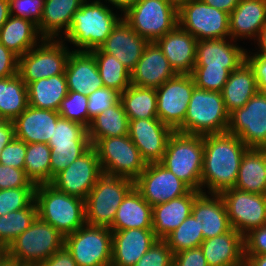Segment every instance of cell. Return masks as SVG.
I'll return each instance as SVG.
<instances>
[{
    "instance_id": "6da1fadb",
    "label": "cell",
    "mask_w": 266,
    "mask_h": 266,
    "mask_svg": "<svg viewBox=\"0 0 266 266\" xmlns=\"http://www.w3.org/2000/svg\"><path fill=\"white\" fill-rule=\"evenodd\" d=\"M203 147L201 193L205 185L209 195L234 188L242 156L248 147L238 136L227 132L203 135Z\"/></svg>"
},
{
    "instance_id": "7a4b0ae2",
    "label": "cell",
    "mask_w": 266,
    "mask_h": 266,
    "mask_svg": "<svg viewBox=\"0 0 266 266\" xmlns=\"http://www.w3.org/2000/svg\"><path fill=\"white\" fill-rule=\"evenodd\" d=\"M37 216L64 237L86 224L85 200L59 191L50 183L35 188Z\"/></svg>"
},
{
    "instance_id": "3957f363",
    "label": "cell",
    "mask_w": 266,
    "mask_h": 266,
    "mask_svg": "<svg viewBox=\"0 0 266 266\" xmlns=\"http://www.w3.org/2000/svg\"><path fill=\"white\" fill-rule=\"evenodd\" d=\"M87 2L86 0L74 13L64 38V41L67 40L79 47L77 51H91L99 48L122 19L100 0Z\"/></svg>"
},
{
    "instance_id": "277c9868",
    "label": "cell",
    "mask_w": 266,
    "mask_h": 266,
    "mask_svg": "<svg viewBox=\"0 0 266 266\" xmlns=\"http://www.w3.org/2000/svg\"><path fill=\"white\" fill-rule=\"evenodd\" d=\"M203 136L174 131L167 142L160 163L191 190L201 192L203 169Z\"/></svg>"
},
{
    "instance_id": "5b68a950",
    "label": "cell",
    "mask_w": 266,
    "mask_h": 266,
    "mask_svg": "<svg viewBox=\"0 0 266 266\" xmlns=\"http://www.w3.org/2000/svg\"><path fill=\"white\" fill-rule=\"evenodd\" d=\"M229 113L222 93L207 91L195 86L191 94L182 126L177 132L193 135L226 133Z\"/></svg>"
},
{
    "instance_id": "8992f818",
    "label": "cell",
    "mask_w": 266,
    "mask_h": 266,
    "mask_svg": "<svg viewBox=\"0 0 266 266\" xmlns=\"http://www.w3.org/2000/svg\"><path fill=\"white\" fill-rule=\"evenodd\" d=\"M64 246V236L38 216L6 248L7 255L23 266H39Z\"/></svg>"
},
{
    "instance_id": "52a82bcc",
    "label": "cell",
    "mask_w": 266,
    "mask_h": 266,
    "mask_svg": "<svg viewBox=\"0 0 266 266\" xmlns=\"http://www.w3.org/2000/svg\"><path fill=\"white\" fill-rule=\"evenodd\" d=\"M135 187V181L102 174L85 200L86 224L110 228L119 205Z\"/></svg>"
},
{
    "instance_id": "ba28073f",
    "label": "cell",
    "mask_w": 266,
    "mask_h": 266,
    "mask_svg": "<svg viewBox=\"0 0 266 266\" xmlns=\"http://www.w3.org/2000/svg\"><path fill=\"white\" fill-rule=\"evenodd\" d=\"M122 18L141 37L155 42L178 26V8L165 0H137Z\"/></svg>"
},
{
    "instance_id": "9c48e42d",
    "label": "cell",
    "mask_w": 266,
    "mask_h": 266,
    "mask_svg": "<svg viewBox=\"0 0 266 266\" xmlns=\"http://www.w3.org/2000/svg\"><path fill=\"white\" fill-rule=\"evenodd\" d=\"M60 40L43 38L41 45H36V48L18 57V75L26 85L65 73L72 51L68 50L62 36Z\"/></svg>"
},
{
    "instance_id": "30bf717a",
    "label": "cell",
    "mask_w": 266,
    "mask_h": 266,
    "mask_svg": "<svg viewBox=\"0 0 266 266\" xmlns=\"http://www.w3.org/2000/svg\"><path fill=\"white\" fill-rule=\"evenodd\" d=\"M95 148L102 173L135 181L147 163L129 135L99 139Z\"/></svg>"
},
{
    "instance_id": "8fae6325",
    "label": "cell",
    "mask_w": 266,
    "mask_h": 266,
    "mask_svg": "<svg viewBox=\"0 0 266 266\" xmlns=\"http://www.w3.org/2000/svg\"><path fill=\"white\" fill-rule=\"evenodd\" d=\"M64 246L77 266H111L112 231L108 227L84 224L64 237Z\"/></svg>"
},
{
    "instance_id": "7c38bea8",
    "label": "cell",
    "mask_w": 266,
    "mask_h": 266,
    "mask_svg": "<svg viewBox=\"0 0 266 266\" xmlns=\"http://www.w3.org/2000/svg\"><path fill=\"white\" fill-rule=\"evenodd\" d=\"M229 16L202 0H187L178 8V26L197 40L230 39Z\"/></svg>"
},
{
    "instance_id": "4fadbf2b",
    "label": "cell",
    "mask_w": 266,
    "mask_h": 266,
    "mask_svg": "<svg viewBox=\"0 0 266 266\" xmlns=\"http://www.w3.org/2000/svg\"><path fill=\"white\" fill-rule=\"evenodd\" d=\"M227 133L238 136L248 148L266 146V94L259 90L241 108L229 114Z\"/></svg>"
},
{
    "instance_id": "5bb4252c",
    "label": "cell",
    "mask_w": 266,
    "mask_h": 266,
    "mask_svg": "<svg viewBox=\"0 0 266 266\" xmlns=\"http://www.w3.org/2000/svg\"><path fill=\"white\" fill-rule=\"evenodd\" d=\"M194 88L191 74H177L156 88L157 117L173 131L184 122Z\"/></svg>"
},
{
    "instance_id": "9a60e30c",
    "label": "cell",
    "mask_w": 266,
    "mask_h": 266,
    "mask_svg": "<svg viewBox=\"0 0 266 266\" xmlns=\"http://www.w3.org/2000/svg\"><path fill=\"white\" fill-rule=\"evenodd\" d=\"M225 202L231 228L242 236L266 225V195L230 188L220 194Z\"/></svg>"
},
{
    "instance_id": "2e32d148",
    "label": "cell",
    "mask_w": 266,
    "mask_h": 266,
    "mask_svg": "<svg viewBox=\"0 0 266 266\" xmlns=\"http://www.w3.org/2000/svg\"><path fill=\"white\" fill-rule=\"evenodd\" d=\"M102 174L97 152L91 146L84 154L58 173L50 184L61 192L86 200L88 193Z\"/></svg>"
},
{
    "instance_id": "e0dca14e",
    "label": "cell",
    "mask_w": 266,
    "mask_h": 266,
    "mask_svg": "<svg viewBox=\"0 0 266 266\" xmlns=\"http://www.w3.org/2000/svg\"><path fill=\"white\" fill-rule=\"evenodd\" d=\"M135 188L153 207L187 194L191 189L160 162L147 163Z\"/></svg>"
},
{
    "instance_id": "ac0fdd59",
    "label": "cell",
    "mask_w": 266,
    "mask_h": 266,
    "mask_svg": "<svg viewBox=\"0 0 266 266\" xmlns=\"http://www.w3.org/2000/svg\"><path fill=\"white\" fill-rule=\"evenodd\" d=\"M174 131L159 119L129 120V137L146 163L160 162Z\"/></svg>"
},
{
    "instance_id": "d6986e66",
    "label": "cell",
    "mask_w": 266,
    "mask_h": 266,
    "mask_svg": "<svg viewBox=\"0 0 266 266\" xmlns=\"http://www.w3.org/2000/svg\"><path fill=\"white\" fill-rule=\"evenodd\" d=\"M148 43V40L137 34L122 18L99 48L104 53L113 55L132 72Z\"/></svg>"
},
{
    "instance_id": "ffe728a7",
    "label": "cell",
    "mask_w": 266,
    "mask_h": 266,
    "mask_svg": "<svg viewBox=\"0 0 266 266\" xmlns=\"http://www.w3.org/2000/svg\"><path fill=\"white\" fill-rule=\"evenodd\" d=\"M226 38L197 41L194 68L227 69L233 72L245 61L246 50Z\"/></svg>"
},
{
    "instance_id": "44dd1931",
    "label": "cell",
    "mask_w": 266,
    "mask_h": 266,
    "mask_svg": "<svg viewBox=\"0 0 266 266\" xmlns=\"http://www.w3.org/2000/svg\"><path fill=\"white\" fill-rule=\"evenodd\" d=\"M176 75L158 44L149 42L131 72V85L156 89Z\"/></svg>"
},
{
    "instance_id": "7402d4cb",
    "label": "cell",
    "mask_w": 266,
    "mask_h": 266,
    "mask_svg": "<svg viewBox=\"0 0 266 266\" xmlns=\"http://www.w3.org/2000/svg\"><path fill=\"white\" fill-rule=\"evenodd\" d=\"M156 240L152 229L112 231L111 266H133Z\"/></svg>"
},
{
    "instance_id": "603a6c76",
    "label": "cell",
    "mask_w": 266,
    "mask_h": 266,
    "mask_svg": "<svg viewBox=\"0 0 266 266\" xmlns=\"http://www.w3.org/2000/svg\"><path fill=\"white\" fill-rule=\"evenodd\" d=\"M60 118L58 111L28 106L12 123L15 138L27 143H49Z\"/></svg>"
},
{
    "instance_id": "cb8c5ba5",
    "label": "cell",
    "mask_w": 266,
    "mask_h": 266,
    "mask_svg": "<svg viewBox=\"0 0 266 266\" xmlns=\"http://www.w3.org/2000/svg\"><path fill=\"white\" fill-rule=\"evenodd\" d=\"M197 39L177 26L155 42L177 74H191L195 66Z\"/></svg>"
},
{
    "instance_id": "d4e9b609",
    "label": "cell",
    "mask_w": 266,
    "mask_h": 266,
    "mask_svg": "<svg viewBox=\"0 0 266 266\" xmlns=\"http://www.w3.org/2000/svg\"><path fill=\"white\" fill-rule=\"evenodd\" d=\"M200 248L208 266H244V236L231 228L228 232L203 240Z\"/></svg>"
},
{
    "instance_id": "484cf974",
    "label": "cell",
    "mask_w": 266,
    "mask_h": 266,
    "mask_svg": "<svg viewBox=\"0 0 266 266\" xmlns=\"http://www.w3.org/2000/svg\"><path fill=\"white\" fill-rule=\"evenodd\" d=\"M212 197V198H211ZM202 230L204 240L231 229L225 202L220 194L200 193L194 200L191 213Z\"/></svg>"
},
{
    "instance_id": "4316f807",
    "label": "cell",
    "mask_w": 266,
    "mask_h": 266,
    "mask_svg": "<svg viewBox=\"0 0 266 266\" xmlns=\"http://www.w3.org/2000/svg\"><path fill=\"white\" fill-rule=\"evenodd\" d=\"M68 91L92 94L104 86L94 56L89 51L71 52L65 70Z\"/></svg>"
},
{
    "instance_id": "83f0119b",
    "label": "cell",
    "mask_w": 266,
    "mask_h": 266,
    "mask_svg": "<svg viewBox=\"0 0 266 266\" xmlns=\"http://www.w3.org/2000/svg\"><path fill=\"white\" fill-rule=\"evenodd\" d=\"M200 191L187 194L152 207V230L157 239H165L192 213L195 198Z\"/></svg>"
},
{
    "instance_id": "f1b7e54d",
    "label": "cell",
    "mask_w": 266,
    "mask_h": 266,
    "mask_svg": "<svg viewBox=\"0 0 266 266\" xmlns=\"http://www.w3.org/2000/svg\"><path fill=\"white\" fill-rule=\"evenodd\" d=\"M265 24L266 0H240L229 16L230 39H254Z\"/></svg>"
},
{
    "instance_id": "f546056e",
    "label": "cell",
    "mask_w": 266,
    "mask_h": 266,
    "mask_svg": "<svg viewBox=\"0 0 266 266\" xmlns=\"http://www.w3.org/2000/svg\"><path fill=\"white\" fill-rule=\"evenodd\" d=\"M132 228L152 229V206L134 187L123 199L116 212L111 231Z\"/></svg>"
},
{
    "instance_id": "4dcf8cb0",
    "label": "cell",
    "mask_w": 266,
    "mask_h": 266,
    "mask_svg": "<svg viewBox=\"0 0 266 266\" xmlns=\"http://www.w3.org/2000/svg\"><path fill=\"white\" fill-rule=\"evenodd\" d=\"M258 91L253 69L245 60L230 73L221 92L227 112L243 107Z\"/></svg>"
},
{
    "instance_id": "1f68e13d",
    "label": "cell",
    "mask_w": 266,
    "mask_h": 266,
    "mask_svg": "<svg viewBox=\"0 0 266 266\" xmlns=\"http://www.w3.org/2000/svg\"><path fill=\"white\" fill-rule=\"evenodd\" d=\"M86 0H45L41 21L37 29L42 38L56 39L60 30L65 35L74 13Z\"/></svg>"
},
{
    "instance_id": "d6a6232c",
    "label": "cell",
    "mask_w": 266,
    "mask_h": 266,
    "mask_svg": "<svg viewBox=\"0 0 266 266\" xmlns=\"http://www.w3.org/2000/svg\"><path fill=\"white\" fill-rule=\"evenodd\" d=\"M234 188L266 195V155L263 148H248L245 151Z\"/></svg>"
},
{
    "instance_id": "836d02e7",
    "label": "cell",
    "mask_w": 266,
    "mask_h": 266,
    "mask_svg": "<svg viewBox=\"0 0 266 266\" xmlns=\"http://www.w3.org/2000/svg\"><path fill=\"white\" fill-rule=\"evenodd\" d=\"M38 34L37 25L31 20L10 15L0 29V43L20 57L43 39Z\"/></svg>"
},
{
    "instance_id": "e575fe53",
    "label": "cell",
    "mask_w": 266,
    "mask_h": 266,
    "mask_svg": "<svg viewBox=\"0 0 266 266\" xmlns=\"http://www.w3.org/2000/svg\"><path fill=\"white\" fill-rule=\"evenodd\" d=\"M27 90L30 106L53 111L59 110L61 101L69 92L65 73L31 82Z\"/></svg>"
},
{
    "instance_id": "d590c367",
    "label": "cell",
    "mask_w": 266,
    "mask_h": 266,
    "mask_svg": "<svg viewBox=\"0 0 266 266\" xmlns=\"http://www.w3.org/2000/svg\"><path fill=\"white\" fill-rule=\"evenodd\" d=\"M91 145L99 139L129 134V119L120 99L93 118L87 128Z\"/></svg>"
},
{
    "instance_id": "8d00e7d4",
    "label": "cell",
    "mask_w": 266,
    "mask_h": 266,
    "mask_svg": "<svg viewBox=\"0 0 266 266\" xmlns=\"http://www.w3.org/2000/svg\"><path fill=\"white\" fill-rule=\"evenodd\" d=\"M28 106L27 85L18 74L0 79V118L13 121Z\"/></svg>"
},
{
    "instance_id": "74e56055",
    "label": "cell",
    "mask_w": 266,
    "mask_h": 266,
    "mask_svg": "<svg viewBox=\"0 0 266 266\" xmlns=\"http://www.w3.org/2000/svg\"><path fill=\"white\" fill-rule=\"evenodd\" d=\"M120 101L129 120L158 119L155 88L130 85L120 93Z\"/></svg>"
},
{
    "instance_id": "f35d334b",
    "label": "cell",
    "mask_w": 266,
    "mask_h": 266,
    "mask_svg": "<svg viewBox=\"0 0 266 266\" xmlns=\"http://www.w3.org/2000/svg\"><path fill=\"white\" fill-rule=\"evenodd\" d=\"M95 58L104 87L124 92L131 85V72L113 55L100 48L89 51Z\"/></svg>"
},
{
    "instance_id": "ab89813d",
    "label": "cell",
    "mask_w": 266,
    "mask_h": 266,
    "mask_svg": "<svg viewBox=\"0 0 266 266\" xmlns=\"http://www.w3.org/2000/svg\"><path fill=\"white\" fill-rule=\"evenodd\" d=\"M51 148L47 143H27L24 170L35 185L51 183Z\"/></svg>"
},
{
    "instance_id": "60d3db41",
    "label": "cell",
    "mask_w": 266,
    "mask_h": 266,
    "mask_svg": "<svg viewBox=\"0 0 266 266\" xmlns=\"http://www.w3.org/2000/svg\"><path fill=\"white\" fill-rule=\"evenodd\" d=\"M36 218L37 205L35 200L22 210L0 216V244L7 248L11 242L30 227Z\"/></svg>"
},
{
    "instance_id": "b9f144b4",
    "label": "cell",
    "mask_w": 266,
    "mask_h": 266,
    "mask_svg": "<svg viewBox=\"0 0 266 266\" xmlns=\"http://www.w3.org/2000/svg\"><path fill=\"white\" fill-rule=\"evenodd\" d=\"M49 147L92 146L87 128L80 123L60 117L54 126Z\"/></svg>"
},
{
    "instance_id": "7bdbcfd3",
    "label": "cell",
    "mask_w": 266,
    "mask_h": 266,
    "mask_svg": "<svg viewBox=\"0 0 266 266\" xmlns=\"http://www.w3.org/2000/svg\"><path fill=\"white\" fill-rule=\"evenodd\" d=\"M164 240L171 248L172 253L176 254L185 249L200 247L204 238L197 220L191 214Z\"/></svg>"
},
{
    "instance_id": "ee69618b",
    "label": "cell",
    "mask_w": 266,
    "mask_h": 266,
    "mask_svg": "<svg viewBox=\"0 0 266 266\" xmlns=\"http://www.w3.org/2000/svg\"><path fill=\"white\" fill-rule=\"evenodd\" d=\"M88 97L73 91L61 101L58 113L60 117L89 127V113L87 109Z\"/></svg>"
},
{
    "instance_id": "f6af8a7d",
    "label": "cell",
    "mask_w": 266,
    "mask_h": 266,
    "mask_svg": "<svg viewBox=\"0 0 266 266\" xmlns=\"http://www.w3.org/2000/svg\"><path fill=\"white\" fill-rule=\"evenodd\" d=\"M36 187H19L0 190V216L22 210L35 200Z\"/></svg>"
},
{
    "instance_id": "bcb514c9",
    "label": "cell",
    "mask_w": 266,
    "mask_h": 266,
    "mask_svg": "<svg viewBox=\"0 0 266 266\" xmlns=\"http://www.w3.org/2000/svg\"><path fill=\"white\" fill-rule=\"evenodd\" d=\"M230 72L227 69L193 68L195 86L207 91L222 92Z\"/></svg>"
},
{
    "instance_id": "7dc6e473",
    "label": "cell",
    "mask_w": 266,
    "mask_h": 266,
    "mask_svg": "<svg viewBox=\"0 0 266 266\" xmlns=\"http://www.w3.org/2000/svg\"><path fill=\"white\" fill-rule=\"evenodd\" d=\"M91 146H65L51 148V182L53 178L84 154Z\"/></svg>"
},
{
    "instance_id": "c3c4849f",
    "label": "cell",
    "mask_w": 266,
    "mask_h": 266,
    "mask_svg": "<svg viewBox=\"0 0 266 266\" xmlns=\"http://www.w3.org/2000/svg\"><path fill=\"white\" fill-rule=\"evenodd\" d=\"M88 113L89 125L93 118L100 115L103 111L113 106L119 99L120 93L115 89L102 87L95 90L92 94H88Z\"/></svg>"
},
{
    "instance_id": "681fc988",
    "label": "cell",
    "mask_w": 266,
    "mask_h": 266,
    "mask_svg": "<svg viewBox=\"0 0 266 266\" xmlns=\"http://www.w3.org/2000/svg\"><path fill=\"white\" fill-rule=\"evenodd\" d=\"M173 256L167 242L157 239L133 266H171L173 265Z\"/></svg>"
},
{
    "instance_id": "f907efd6",
    "label": "cell",
    "mask_w": 266,
    "mask_h": 266,
    "mask_svg": "<svg viewBox=\"0 0 266 266\" xmlns=\"http://www.w3.org/2000/svg\"><path fill=\"white\" fill-rule=\"evenodd\" d=\"M44 3L45 0H9L10 15L31 20L38 26L42 18Z\"/></svg>"
},
{
    "instance_id": "816d5d0a",
    "label": "cell",
    "mask_w": 266,
    "mask_h": 266,
    "mask_svg": "<svg viewBox=\"0 0 266 266\" xmlns=\"http://www.w3.org/2000/svg\"><path fill=\"white\" fill-rule=\"evenodd\" d=\"M25 156L26 143L17 138H14L2 149L0 154V164L24 169Z\"/></svg>"
},
{
    "instance_id": "f5cc1de1",
    "label": "cell",
    "mask_w": 266,
    "mask_h": 266,
    "mask_svg": "<svg viewBox=\"0 0 266 266\" xmlns=\"http://www.w3.org/2000/svg\"><path fill=\"white\" fill-rule=\"evenodd\" d=\"M19 187H36L27 177L24 169L0 164V190Z\"/></svg>"
},
{
    "instance_id": "db71d44e",
    "label": "cell",
    "mask_w": 266,
    "mask_h": 266,
    "mask_svg": "<svg viewBox=\"0 0 266 266\" xmlns=\"http://www.w3.org/2000/svg\"><path fill=\"white\" fill-rule=\"evenodd\" d=\"M245 255L266 254V225L251 230L244 236Z\"/></svg>"
},
{
    "instance_id": "11a10c76",
    "label": "cell",
    "mask_w": 266,
    "mask_h": 266,
    "mask_svg": "<svg viewBox=\"0 0 266 266\" xmlns=\"http://www.w3.org/2000/svg\"><path fill=\"white\" fill-rule=\"evenodd\" d=\"M174 266H208L200 247L185 249L173 256Z\"/></svg>"
},
{
    "instance_id": "9f6ffc18",
    "label": "cell",
    "mask_w": 266,
    "mask_h": 266,
    "mask_svg": "<svg viewBox=\"0 0 266 266\" xmlns=\"http://www.w3.org/2000/svg\"><path fill=\"white\" fill-rule=\"evenodd\" d=\"M18 74V56L0 43V79Z\"/></svg>"
},
{
    "instance_id": "6f0895ef",
    "label": "cell",
    "mask_w": 266,
    "mask_h": 266,
    "mask_svg": "<svg viewBox=\"0 0 266 266\" xmlns=\"http://www.w3.org/2000/svg\"><path fill=\"white\" fill-rule=\"evenodd\" d=\"M248 54L249 53L246 51L245 60L253 69L257 82V89L266 94V57L255 53L252 56Z\"/></svg>"
},
{
    "instance_id": "680465c9",
    "label": "cell",
    "mask_w": 266,
    "mask_h": 266,
    "mask_svg": "<svg viewBox=\"0 0 266 266\" xmlns=\"http://www.w3.org/2000/svg\"><path fill=\"white\" fill-rule=\"evenodd\" d=\"M39 266H77L70 252L63 246Z\"/></svg>"
},
{
    "instance_id": "91938a15",
    "label": "cell",
    "mask_w": 266,
    "mask_h": 266,
    "mask_svg": "<svg viewBox=\"0 0 266 266\" xmlns=\"http://www.w3.org/2000/svg\"><path fill=\"white\" fill-rule=\"evenodd\" d=\"M15 138L14 126L12 121H5L0 126V154L6 144Z\"/></svg>"
},
{
    "instance_id": "94428289",
    "label": "cell",
    "mask_w": 266,
    "mask_h": 266,
    "mask_svg": "<svg viewBox=\"0 0 266 266\" xmlns=\"http://www.w3.org/2000/svg\"><path fill=\"white\" fill-rule=\"evenodd\" d=\"M204 3L230 14L240 0H202Z\"/></svg>"
},
{
    "instance_id": "6125c7cd",
    "label": "cell",
    "mask_w": 266,
    "mask_h": 266,
    "mask_svg": "<svg viewBox=\"0 0 266 266\" xmlns=\"http://www.w3.org/2000/svg\"><path fill=\"white\" fill-rule=\"evenodd\" d=\"M244 266H266V254L265 255H245Z\"/></svg>"
},
{
    "instance_id": "be15d7a7",
    "label": "cell",
    "mask_w": 266,
    "mask_h": 266,
    "mask_svg": "<svg viewBox=\"0 0 266 266\" xmlns=\"http://www.w3.org/2000/svg\"><path fill=\"white\" fill-rule=\"evenodd\" d=\"M10 16L9 0H0V29Z\"/></svg>"
},
{
    "instance_id": "e7e4bbea",
    "label": "cell",
    "mask_w": 266,
    "mask_h": 266,
    "mask_svg": "<svg viewBox=\"0 0 266 266\" xmlns=\"http://www.w3.org/2000/svg\"><path fill=\"white\" fill-rule=\"evenodd\" d=\"M257 39L260 50L256 54L266 57V24L261 28Z\"/></svg>"
},
{
    "instance_id": "03108f58",
    "label": "cell",
    "mask_w": 266,
    "mask_h": 266,
    "mask_svg": "<svg viewBox=\"0 0 266 266\" xmlns=\"http://www.w3.org/2000/svg\"><path fill=\"white\" fill-rule=\"evenodd\" d=\"M106 1V0H105ZM113 6L121 9L122 12H126L129 8H131L137 0H107Z\"/></svg>"
},
{
    "instance_id": "003e7915",
    "label": "cell",
    "mask_w": 266,
    "mask_h": 266,
    "mask_svg": "<svg viewBox=\"0 0 266 266\" xmlns=\"http://www.w3.org/2000/svg\"><path fill=\"white\" fill-rule=\"evenodd\" d=\"M0 266H23L16 259L11 258L7 254L1 259Z\"/></svg>"
},
{
    "instance_id": "a7ac6f4b",
    "label": "cell",
    "mask_w": 266,
    "mask_h": 266,
    "mask_svg": "<svg viewBox=\"0 0 266 266\" xmlns=\"http://www.w3.org/2000/svg\"><path fill=\"white\" fill-rule=\"evenodd\" d=\"M168 1L169 3L173 4L175 7L179 8L182 6L187 0H165Z\"/></svg>"
},
{
    "instance_id": "89a4df30",
    "label": "cell",
    "mask_w": 266,
    "mask_h": 266,
    "mask_svg": "<svg viewBox=\"0 0 266 266\" xmlns=\"http://www.w3.org/2000/svg\"><path fill=\"white\" fill-rule=\"evenodd\" d=\"M7 254L6 247L0 244V261Z\"/></svg>"
},
{
    "instance_id": "2644e50d",
    "label": "cell",
    "mask_w": 266,
    "mask_h": 266,
    "mask_svg": "<svg viewBox=\"0 0 266 266\" xmlns=\"http://www.w3.org/2000/svg\"><path fill=\"white\" fill-rule=\"evenodd\" d=\"M6 120H4L3 118H0V126L5 122Z\"/></svg>"
}]
</instances>
